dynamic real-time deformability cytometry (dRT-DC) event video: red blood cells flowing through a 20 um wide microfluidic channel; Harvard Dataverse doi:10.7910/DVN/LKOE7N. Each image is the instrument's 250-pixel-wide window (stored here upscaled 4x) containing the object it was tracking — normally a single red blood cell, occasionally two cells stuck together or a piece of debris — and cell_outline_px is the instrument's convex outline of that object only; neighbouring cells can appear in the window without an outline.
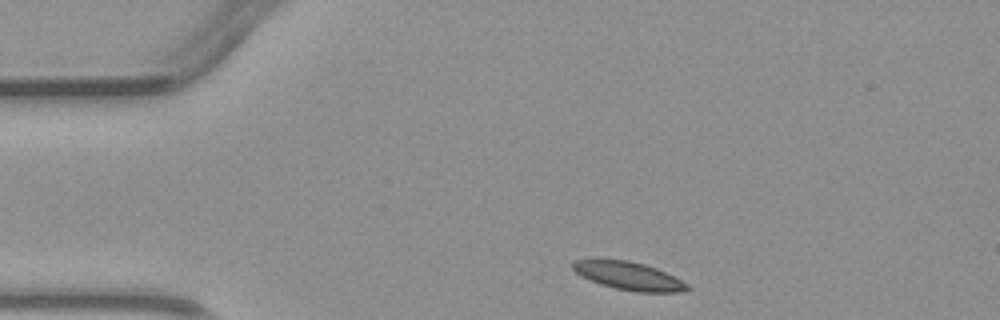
{"species": "common noctule bat (a hibernating species)", "species_latin": "Nyctalus noctula", "temperature_condition": "warm", "stored_images_in_passage": 2, "camera_frame_rate_fps": 3000, "um_per_image_px": 0.085, "animal": {"sex": "male", "body_mass_g": 23.1, "forearm_length_mm": 52.7}, "frame": {"image": 1, "passage_image": 1, "time_ms": 0.0, "image_size_px": [1000, 320], "cell_outline_px": [[692, 288], [680, 292], [636, 292], [616, 288], [600, 284], [580, 276], [572, 268], [572, 264], [576, 260], [628, 260], [644, 264], [656, 268], [688, 284]], "centroid_in_image_um": [53.45, 23.46], "position_along_channel_um": 31.6, "area_um2": 18.44}}